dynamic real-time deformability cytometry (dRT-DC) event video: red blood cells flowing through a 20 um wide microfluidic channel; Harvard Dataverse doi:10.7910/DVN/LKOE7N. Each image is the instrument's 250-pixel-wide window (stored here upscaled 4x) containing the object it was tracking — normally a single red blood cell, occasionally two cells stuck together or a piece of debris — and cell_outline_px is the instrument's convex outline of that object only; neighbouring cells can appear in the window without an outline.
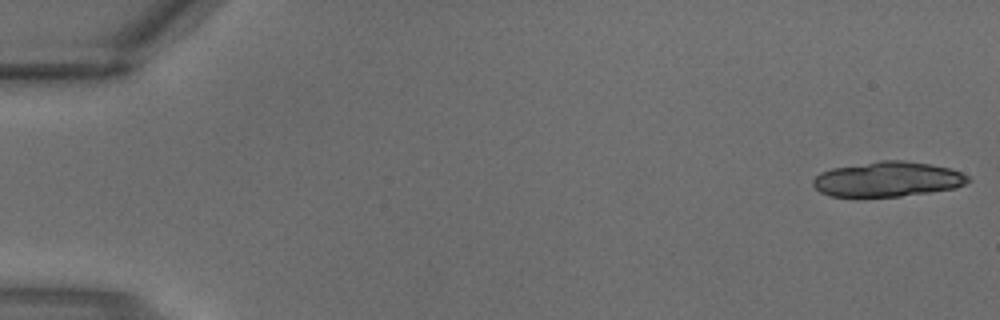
{"species": "common noctule bat (a hibernating species)", "species_latin": "Nyctalus noctula", "temperature_condition": "warm", "stored_images_in_passage": 4, "segment_of_instrument_passage": [1, 2], "camera_frame_rate_fps": 3000, "um_per_image_px": 0.085, "animal": {"sex": "male", "body_mass_g": 18.8}, "frame": {"image": 1, "passage_image": 1, "time_ms": 0.0, "image_size_px": [1000, 320], "cell_outline_px": [[972, 180], [956, 188], [900, 196], [856, 200], [832, 196], [820, 192], [812, 184], [812, 180], [820, 172], [832, 168], [880, 160], [904, 160], [932, 164], [952, 168], [968, 176]], "centroid_in_image_um": [75.4, 15.26], "position_along_channel_um": 9.6, "area_um2": 32.6}}